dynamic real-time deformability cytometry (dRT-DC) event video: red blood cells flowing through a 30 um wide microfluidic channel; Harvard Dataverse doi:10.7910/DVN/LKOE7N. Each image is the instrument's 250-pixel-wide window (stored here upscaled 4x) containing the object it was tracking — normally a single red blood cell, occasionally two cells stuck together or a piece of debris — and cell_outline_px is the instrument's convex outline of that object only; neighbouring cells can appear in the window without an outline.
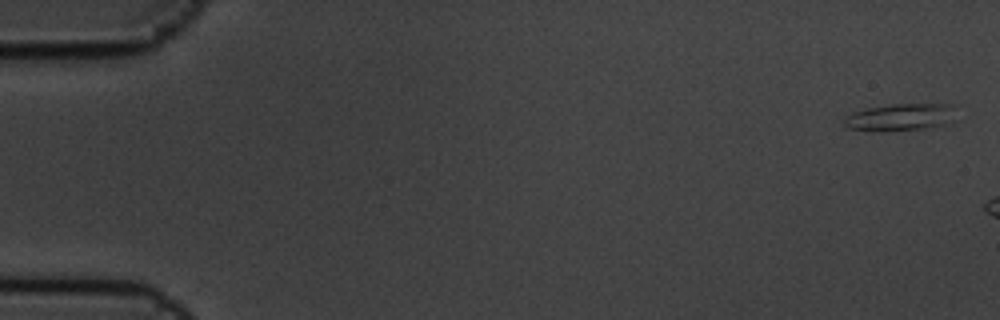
{"species": "common noctule bat (a hibernating species)", "species_latin": "Nyctalus noctula", "temperature_condition": "cold", "stored_images_in_passage": 4, "camera_frame_rate_fps": 3000, "um_per_image_px": 0.085, "animal": {"sex": "male", "body_mass_g": 19.5, "forearm_length_mm": 54.6}, "frame": {"image": 1, "passage_image": 1, "time_ms": 0.0, "image_size_px": [1000, 320], "cell_outline_px": [[948, 104], [944, 124], [920, 128], [880, 132], [848, 128], [844, 124], [844, 120], [848, 116], [856, 112], [868, 108], [892, 104]], "centroid_in_image_um": [76.29, 9.98], "position_along_channel_um": 8.7, "area_um2": 16.42}}